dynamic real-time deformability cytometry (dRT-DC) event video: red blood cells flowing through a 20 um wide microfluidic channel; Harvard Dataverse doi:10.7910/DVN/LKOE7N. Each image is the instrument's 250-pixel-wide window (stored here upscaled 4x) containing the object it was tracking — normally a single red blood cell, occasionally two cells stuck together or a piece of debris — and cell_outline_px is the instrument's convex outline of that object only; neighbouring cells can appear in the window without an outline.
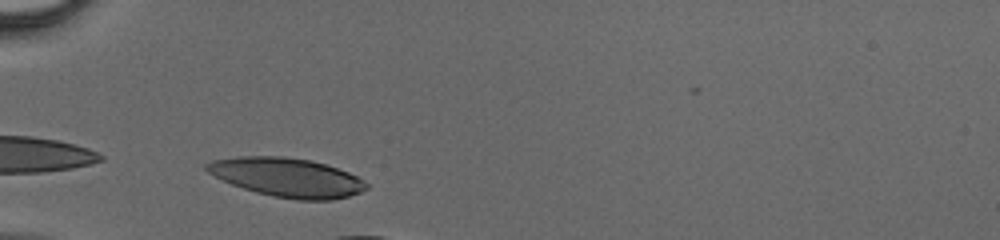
{"species": "human", "species_latin": "Homo sapiens", "temperature_condition": "cold", "stored_images_in_passage": 5, "camera_frame_rate_fps": 3000, "um_per_image_px": 0.085, "donor": {"sex": "male"}, "frame": {"image": 1, "passage_image": 1, "time_ms": 0.0, "image_size_px": [1000, 240], "cell_outline_px": [[368, 188], [360, 192], [348, 196], [332, 200], [296, 200], [272, 196], [256, 192], [232, 184], [208, 172], [204, 168], [204, 164], [212, 160], [240, 156], [284, 156], [308, 160], [324, 164], [348, 172], [364, 180], [368, 184]], "centroid_in_image_um": [24.4, 15.08], "position_along_channel_um": 60.6, "area_um2": 36.07}}
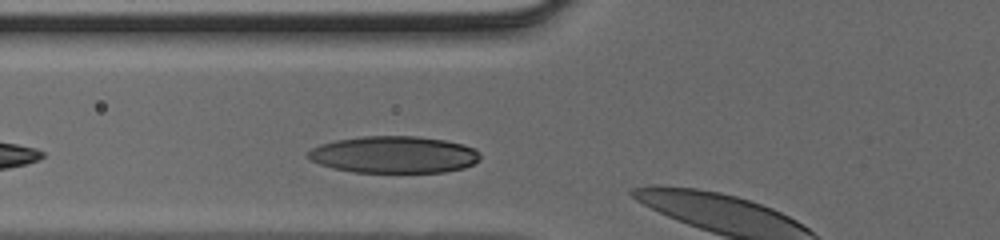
{"frame": {"image": 2, "passage_image": 4, "time_ms": 1.0, "image_size_px": [1000, 240], "cell_outline_px": [[480, 160], [464, 168], [444, 172], [352, 172], [332, 168], [320, 164], [304, 156], [312, 148], [320, 144], [336, 140], [364, 136], [416, 136], [444, 140], [464, 144], [480, 152]], "centroid_in_image_um": [33.48, 13.14], "position_along_channel_um": 92.3, "area_um2": 37.11}}